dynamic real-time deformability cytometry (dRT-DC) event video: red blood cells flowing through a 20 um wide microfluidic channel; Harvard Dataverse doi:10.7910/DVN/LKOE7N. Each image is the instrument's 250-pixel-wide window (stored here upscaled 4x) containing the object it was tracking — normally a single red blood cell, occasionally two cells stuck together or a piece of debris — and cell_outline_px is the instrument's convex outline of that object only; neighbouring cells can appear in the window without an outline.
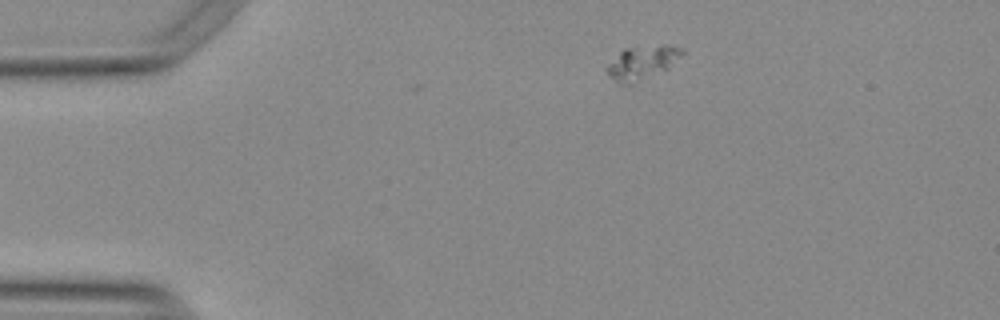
{"species": "Egyptian fruit bat (a non-hibernating species)", "species_latin": "Rousettus aegyptiacus", "temperature_condition": "warm", "stored_images_in_passage": 4, "camera_frame_rate_fps": 3000, "um_per_image_px": 0.085, "animal": {"sex": "female"}, "frame": {"image": 1, "passage_image": 4, "time_ms": 1.0, "image_size_px": [1000, 320], "cell_outline_px": [[684, 52], [668, 68], [632, 84], [616, 84], [604, 72], [604, 68], [624, 48], [664, 44], [668, 44], [684, 48]], "centroid_in_image_um": [54.53, 5.32], "position_along_channel_um": 30.5, "area_um2": 14.91}}